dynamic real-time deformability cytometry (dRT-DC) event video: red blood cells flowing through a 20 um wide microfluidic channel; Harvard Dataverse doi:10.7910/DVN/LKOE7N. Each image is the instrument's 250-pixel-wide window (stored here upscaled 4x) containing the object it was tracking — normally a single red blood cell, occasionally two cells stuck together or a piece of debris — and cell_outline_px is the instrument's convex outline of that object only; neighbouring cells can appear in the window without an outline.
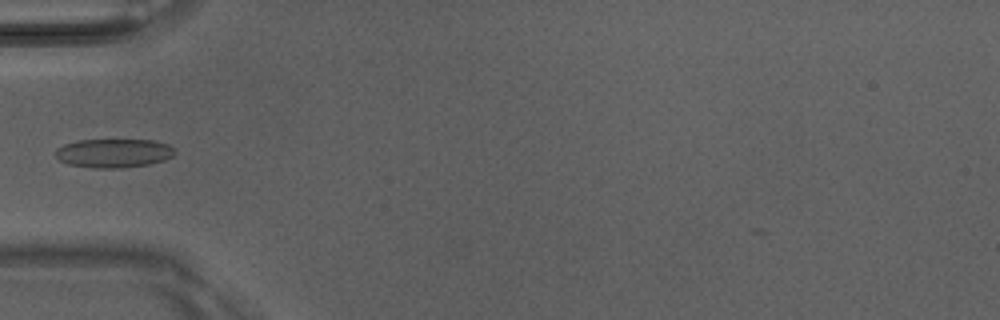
{"species": "Egyptian fruit bat (a non-hibernating species)", "species_latin": "Rousettus aegyptiacus", "temperature_condition": "room temperature", "stored_images_in_passage": 6, "camera_frame_rate_fps": 3000, "um_per_image_px": 0.085, "animal": {"sex": "male"}, "frame": {"image": 1, "passage_image": 5, "time_ms": 1.333, "image_size_px": [1000, 320], "cell_outline_px": [[176, 152], [172, 156], [164, 160], [148, 164], [120, 168], [92, 168], [68, 164], [60, 160], [56, 156], [56, 148], [64, 144], [80, 140], [152, 140], [168, 144]], "centroid_in_image_um": [9.65, 13.02], "position_along_channel_um": 75.3, "area_um2": 19.94}}